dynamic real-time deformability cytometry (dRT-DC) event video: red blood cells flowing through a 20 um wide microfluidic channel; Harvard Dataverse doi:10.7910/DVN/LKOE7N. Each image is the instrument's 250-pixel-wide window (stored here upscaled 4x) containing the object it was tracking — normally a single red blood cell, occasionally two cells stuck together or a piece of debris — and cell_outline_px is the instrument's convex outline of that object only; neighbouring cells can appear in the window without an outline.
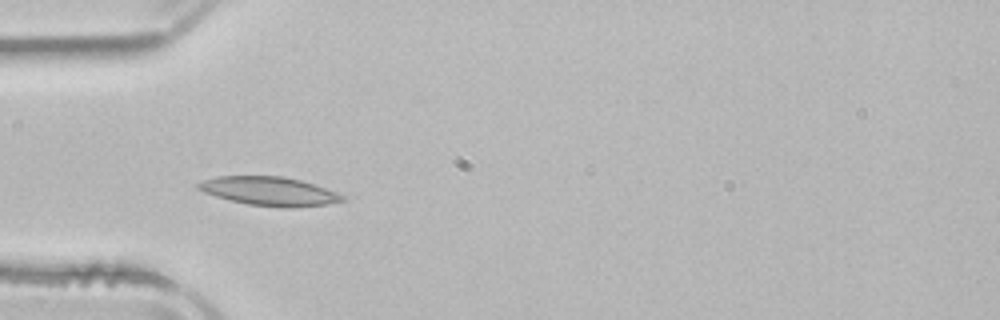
{"species": "common noctule bat (a hibernating species)", "species_latin": "Nyctalus noctula", "temperature_condition": "room temperature", "stored_images_in_passage": 4, "camera_frame_rate_fps": 3000, "um_per_image_px": 0.085, "animal": {"sex": "male", "body_mass_g": 21.5, "forearm_length_mm": 52.0}, "frame": {"image": 1, "passage_image": 3, "time_ms": 2.667, "image_size_px": [1000, 320], "cell_outline_px": [[344, 200], [328, 204], [296, 208], [284, 208], [248, 204], [216, 196], [204, 192], [196, 188], [196, 184], [204, 180], [216, 176], [284, 176], [300, 180], [336, 192], [344, 196]], "centroid_in_image_um": [22.88, 16.26], "position_along_channel_um": 62.1, "area_um2": 24.04}}
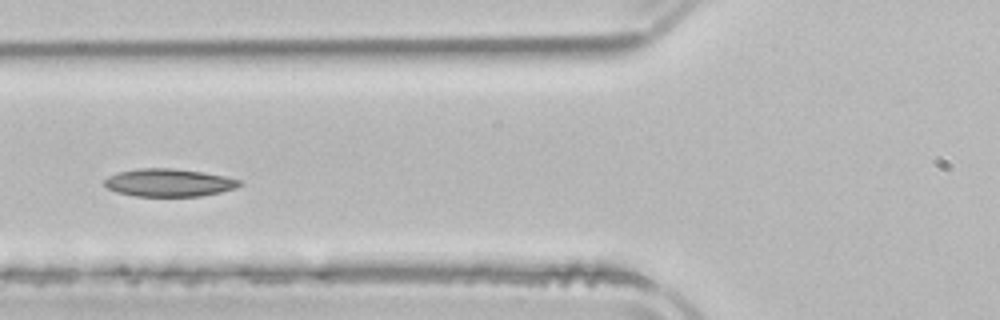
{"frame": {"image": 2, "passage_image": 4, "time_ms": 4.0, "image_size_px": [1000, 320], "cell_outline_px": [[244, 184], [236, 188], [220, 192], [200, 196], [136, 196], [116, 192], [108, 188], [104, 184], [104, 180], [108, 176], [120, 172], [136, 168], [172, 168], [200, 172], [224, 176], [240, 180]], "centroid_in_image_um": [14.35, 15.53], "position_along_channel_um": 111.4, "area_um2": 21.79}}